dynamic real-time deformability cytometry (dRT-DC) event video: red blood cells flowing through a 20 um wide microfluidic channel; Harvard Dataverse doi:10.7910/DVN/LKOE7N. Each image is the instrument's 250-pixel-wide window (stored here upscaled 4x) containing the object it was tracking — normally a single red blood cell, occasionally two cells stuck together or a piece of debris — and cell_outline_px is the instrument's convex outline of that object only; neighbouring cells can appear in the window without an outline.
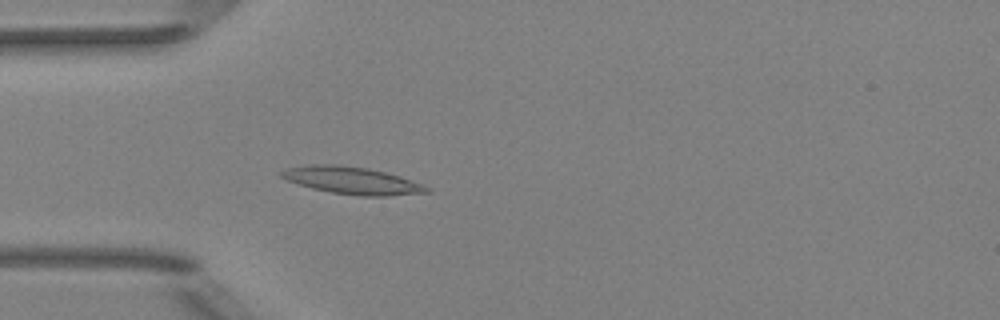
{"species": "Egyptian fruit bat (a non-hibernating species)", "species_latin": "Rousettus aegyptiacus", "temperature_condition": "room temperature", "stored_images_in_passage": 4, "camera_frame_rate_fps": 3000, "um_per_image_px": 0.085, "animal": {"sex": "female"}, "frame": {"image": 1, "passage_image": 4, "time_ms": 3.333, "image_size_px": [1000, 320], "cell_outline_px": [[432, 192], [388, 196], [360, 196], [332, 192], [312, 188], [288, 180], [280, 176], [280, 172], [288, 168], [312, 164], [336, 164], [368, 168], [400, 176], [424, 184], [432, 188]], "centroid_in_image_um": [30.0, 15.34], "position_along_channel_um": 55.0, "area_um2": 23.06}}